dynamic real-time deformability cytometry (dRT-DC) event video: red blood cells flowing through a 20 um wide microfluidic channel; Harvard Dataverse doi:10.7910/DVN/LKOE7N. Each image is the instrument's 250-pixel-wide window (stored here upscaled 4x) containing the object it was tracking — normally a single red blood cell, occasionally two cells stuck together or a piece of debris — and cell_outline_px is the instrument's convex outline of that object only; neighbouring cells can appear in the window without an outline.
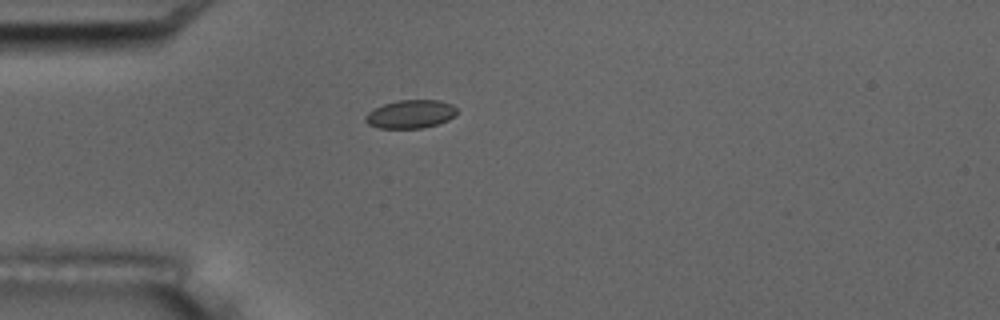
{"species": "common noctule bat (a hibernating species)", "species_latin": "Nyctalus noctula", "temperature_condition": "room temperature", "stored_images_in_passage": 6, "camera_frame_rate_fps": 3000, "um_per_image_px": 0.085, "animal": {"sex": "male", "body_mass_g": 17.5, "forearm_length_mm": 52.3}, "frame": {"image": 1, "passage_image": 5, "time_ms": 4.667, "image_size_px": [1000, 320], "cell_outline_px": [[456, 112], [448, 120], [424, 128], [380, 128], [368, 124], [364, 120], [364, 116], [368, 112], [384, 104], [400, 100], [440, 100], [452, 104], [456, 108]], "centroid_in_image_um": [34.88, 9.7], "position_along_channel_um": 50.1, "area_um2": 14.97}}